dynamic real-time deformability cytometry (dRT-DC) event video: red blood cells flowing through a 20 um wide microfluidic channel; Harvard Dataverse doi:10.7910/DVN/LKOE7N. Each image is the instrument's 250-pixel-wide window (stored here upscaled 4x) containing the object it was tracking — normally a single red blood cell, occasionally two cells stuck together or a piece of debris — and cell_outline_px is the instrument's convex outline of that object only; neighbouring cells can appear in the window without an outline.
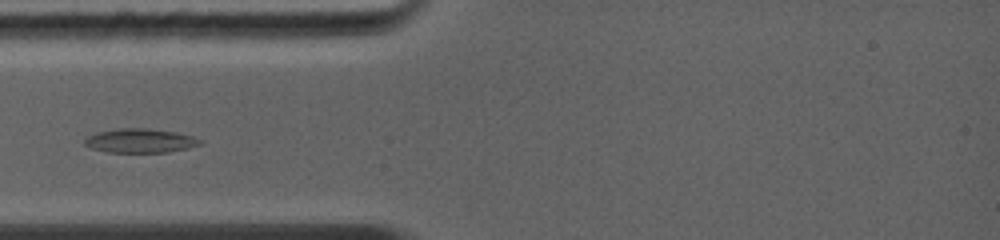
{"species": "common noctule bat (a hibernating species)", "species_latin": "Nyctalus noctula", "temperature_condition": "warm", "stored_images_in_passage": 1, "camera_frame_rate_fps": 5000, "um_per_image_px": 0.085, "animal": {"sex": "female", "body_mass_g": 19.0, "forearm_length_mm": 56.7}, "frame": {"image": 1, "passage_image": 1, "time_ms": 0.0, "image_size_px": [1000, 240], "cell_outline_px": [[200, 144], [188, 148], [168, 152], [108, 152], [92, 148], [84, 144], [84, 140], [88, 136], [96, 132], [116, 128], [148, 128], [172, 132], [192, 136], [200, 140]], "centroid_in_image_um": [11.86, 11.95], "position_along_channel_um": 73.1, "area_um2": 16.01}}